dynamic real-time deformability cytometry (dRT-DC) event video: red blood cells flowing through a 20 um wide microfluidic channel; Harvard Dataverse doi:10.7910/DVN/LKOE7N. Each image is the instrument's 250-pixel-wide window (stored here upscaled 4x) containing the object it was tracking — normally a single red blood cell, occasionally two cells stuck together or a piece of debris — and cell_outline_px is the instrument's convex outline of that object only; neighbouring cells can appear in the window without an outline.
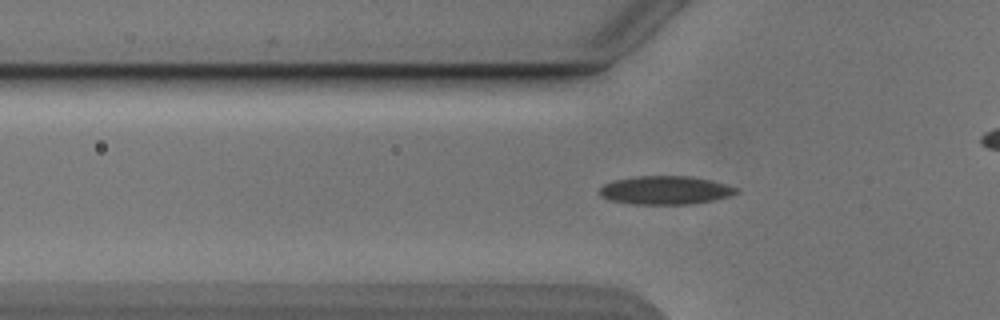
{"species": "Egyptian fruit bat (a non-hibernating species)", "species_latin": "Rousettus aegyptiacus", "temperature_condition": "cold", "stored_images_in_passage": 49, "camera_frame_rate_fps": 3000, "um_per_image_px": 0.085, "animal": {"sex": "male"}, "frame": {"image": 1, "passage_image": 13, "time_ms": 4.0, "image_size_px": [1000, 320], "cell_outline_px": [[740, 192], [732, 196], [692, 204], [632, 204], [608, 200], [600, 196], [600, 188], [604, 184], [616, 180], [636, 176], [692, 176], [724, 184], [736, 188]], "centroid_in_image_um": [56.54, 16.17], "position_along_channel_um": 69.3, "area_um2": 22.6}}
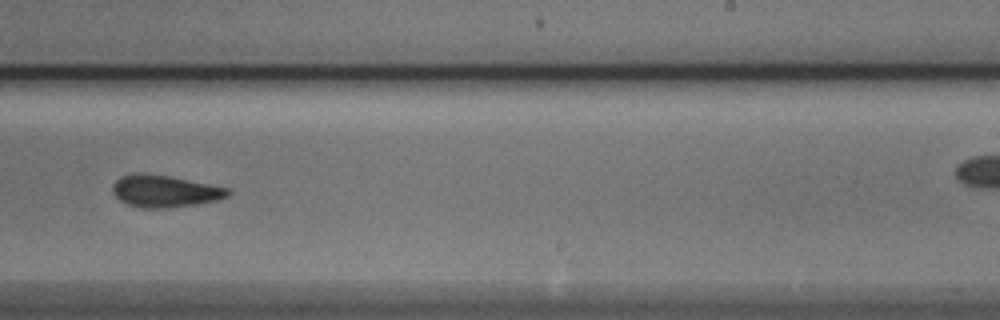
{"frame": {"image": 2, "passage_image": 29, "time_ms": 9.333, "image_size_px": [1000, 320], "cell_outline_px": [[232, 192], [228, 196], [216, 200], [196, 204], [164, 208], [148, 208], [128, 204], [120, 200], [112, 192], [112, 184], [120, 176], [168, 176], [228, 188]], "centroid_in_image_um": [14.04, 16.28], "position_along_channel_um": 275.0, "area_um2": 20.58}}
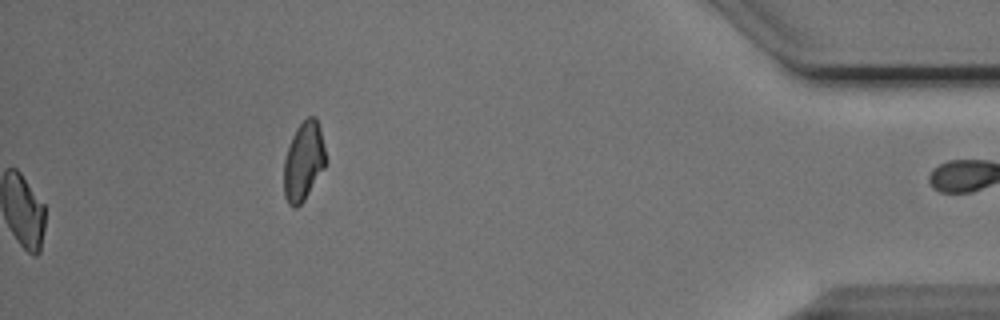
{"frame": {"image": 3, "passage_image": 49, "time_ms": 16.0, "image_size_px": [1000, 320], "cell_outline_px": [[328, 160], [324, 168], [304, 200], [296, 208], [292, 208], [288, 204], [284, 196], [284, 160], [292, 136], [296, 128], [308, 116], [316, 116], [320, 128]], "centroid_in_image_um": [25.82, 13.71], "position_along_channel_um": 409.4, "area_um2": 19.36}, "authors_computed_cell_mechanics": {"area_um2": 21.2704, "velocity_mm_per_s": 3.869, "shape_relaxation_time_tau1_ms": 4.6371, "shape_relaxation_time_tau2_ms": 6.3351, "deformation_change_tau1": 0.1146, "deformation_change_tau2": 0.111}}